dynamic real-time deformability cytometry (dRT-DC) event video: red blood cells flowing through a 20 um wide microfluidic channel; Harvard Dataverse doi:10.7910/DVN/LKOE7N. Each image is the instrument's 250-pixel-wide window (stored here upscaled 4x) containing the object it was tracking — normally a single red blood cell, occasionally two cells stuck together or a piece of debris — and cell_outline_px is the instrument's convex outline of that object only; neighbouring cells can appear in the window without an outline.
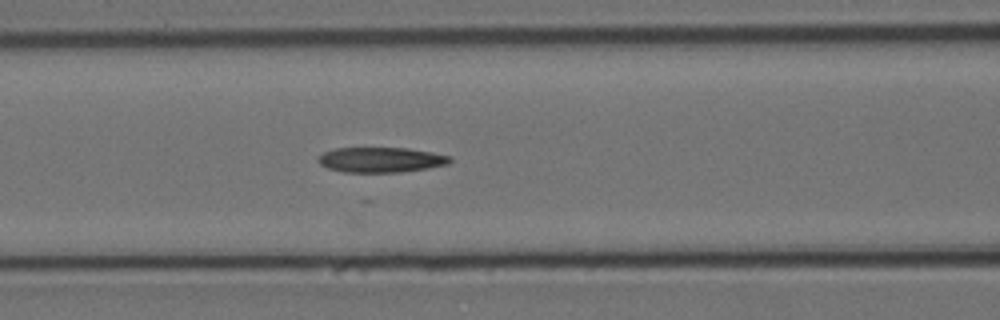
{"species": "Egyptian fruit bat (a non-hibernating species)", "species_latin": "Rousettus aegyptiacus", "temperature_condition": "cold", "stored_images_in_passage": 42, "camera_frame_rate_fps": 3000, "um_per_image_px": 0.085, "animal": {"sex": "female"}, "frame": {"image": 1, "passage_image": 23, "time_ms": 7.333, "image_size_px": [1000, 320], "cell_outline_px": [[452, 160], [448, 164], [428, 168], [400, 172], [344, 172], [328, 168], [320, 164], [316, 160], [324, 152], [336, 148], [408, 148], [432, 152], [452, 156]], "centroid_in_image_um": [32.4, 13.58], "position_along_channel_um": 134.2, "area_um2": 19.31}}
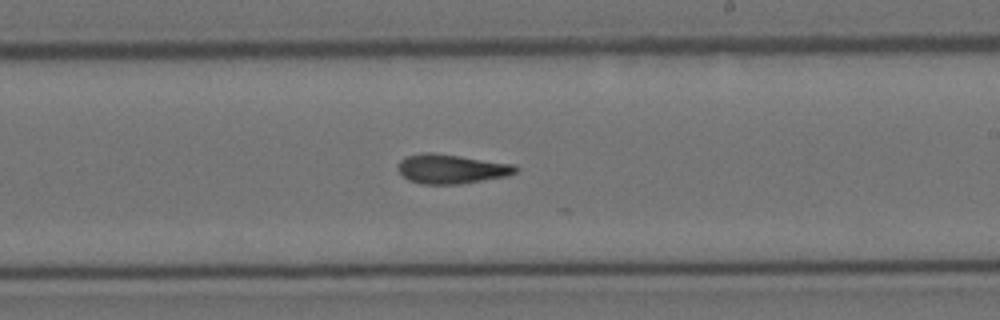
{"frame": {"image": 2, "passage_image": 33, "time_ms": 10.667, "image_size_px": [1000, 320], "cell_outline_px": [[520, 168], [516, 172], [508, 176], [460, 184], [420, 184], [408, 180], [400, 172], [400, 160], [408, 156], [424, 152], [428, 152], [516, 164]], "centroid_in_image_um": [38.42, 14.37], "position_along_channel_um": 250.6, "area_um2": 19.94}}
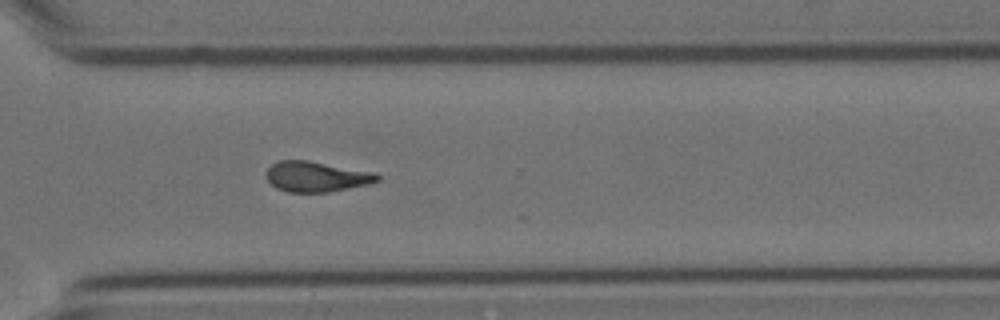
{"frame": {"image": 3, "passage_image": 41, "time_ms": 13.333, "image_size_px": [1000, 320], "cell_outline_px": [[380, 180], [368, 184], [328, 192], [288, 192], [276, 188], [268, 180], [268, 168], [272, 164], [280, 160], [308, 160], [376, 172], [380, 176]], "centroid_in_image_um": [26.93, 15.0], "position_along_channel_um": 343.7, "area_um2": 19.59}}